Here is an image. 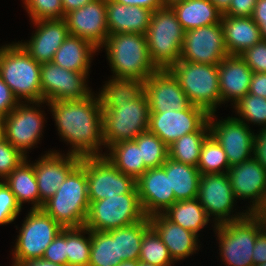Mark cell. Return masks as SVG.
Returning a JSON list of instances; mask_svg holds the SVG:
<instances>
[{
  "instance_id": "obj_1",
  "label": "cell",
  "mask_w": 266,
  "mask_h": 266,
  "mask_svg": "<svg viewBox=\"0 0 266 266\" xmlns=\"http://www.w3.org/2000/svg\"><path fill=\"white\" fill-rule=\"evenodd\" d=\"M46 106H49L60 139L70 144L68 154L81 158L104 156L102 108L94 91L81 100H57L46 102Z\"/></svg>"
},
{
  "instance_id": "obj_2",
  "label": "cell",
  "mask_w": 266,
  "mask_h": 266,
  "mask_svg": "<svg viewBox=\"0 0 266 266\" xmlns=\"http://www.w3.org/2000/svg\"><path fill=\"white\" fill-rule=\"evenodd\" d=\"M101 48H105L112 78L146 81L158 70L150 59L145 34H109Z\"/></svg>"
},
{
  "instance_id": "obj_3",
  "label": "cell",
  "mask_w": 266,
  "mask_h": 266,
  "mask_svg": "<svg viewBox=\"0 0 266 266\" xmlns=\"http://www.w3.org/2000/svg\"><path fill=\"white\" fill-rule=\"evenodd\" d=\"M41 64L18 43L0 46V76L19 102H41Z\"/></svg>"
},
{
  "instance_id": "obj_4",
  "label": "cell",
  "mask_w": 266,
  "mask_h": 266,
  "mask_svg": "<svg viewBox=\"0 0 266 266\" xmlns=\"http://www.w3.org/2000/svg\"><path fill=\"white\" fill-rule=\"evenodd\" d=\"M89 207L86 171L79 164L42 209L63 228H80L85 225Z\"/></svg>"
},
{
  "instance_id": "obj_5",
  "label": "cell",
  "mask_w": 266,
  "mask_h": 266,
  "mask_svg": "<svg viewBox=\"0 0 266 266\" xmlns=\"http://www.w3.org/2000/svg\"><path fill=\"white\" fill-rule=\"evenodd\" d=\"M168 70L178 80L192 105L203 108L208 114L216 113L221 106L218 65L179 59Z\"/></svg>"
},
{
  "instance_id": "obj_6",
  "label": "cell",
  "mask_w": 266,
  "mask_h": 266,
  "mask_svg": "<svg viewBox=\"0 0 266 266\" xmlns=\"http://www.w3.org/2000/svg\"><path fill=\"white\" fill-rule=\"evenodd\" d=\"M184 30L171 7L152 12L147 29V47L158 69H168L180 59Z\"/></svg>"
},
{
  "instance_id": "obj_7",
  "label": "cell",
  "mask_w": 266,
  "mask_h": 266,
  "mask_svg": "<svg viewBox=\"0 0 266 266\" xmlns=\"http://www.w3.org/2000/svg\"><path fill=\"white\" fill-rule=\"evenodd\" d=\"M219 252L225 266H254L253 248L257 233L262 229L259 219L248 213L244 218L213 225Z\"/></svg>"
},
{
  "instance_id": "obj_8",
  "label": "cell",
  "mask_w": 266,
  "mask_h": 266,
  "mask_svg": "<svg viewBox=\"0 0 266 266\" xmlns=\"http://www.w3.org/2000/svg\"><path fill=\"white\" fill-rule=\"evenodd\" d=\"M150 109L145 93L115 108L102 110L104 150L121 141L137 138L148 131Z\"/></svg>"
},
{
  "instance_id": "obj_9",
  "label": "cell",
  "mask_w": 266,
  "mask_h": 266,
  "mask_svg": "<svg viewBox=\"0 0 266 266\" xmlns=\"http://www.w3.org/2000/svg\"><path fill=\"white\" fill-rule=\"evenodd\" d=\"M85 227L94 231H109L143 220L146 215L140 204L137 187L128 194L114 195L99 201H89Z\"/></svg>"
},
{
  "instance_id": "obj_10",
  "label": "cell",
  "mask_w": 266,
  "mask_h": 266,
  "mask_svg": "<svg viewBox=\"0 0 266 266\" xmlns=\"http://www.w3.org/2000/svg\"><path fill=\"white\" fill-rule=\"evenodd\" d=\"M41 102H20L3 120L4 139L28 157L43 136L45 111ZM32 104V105H31ZM41 106V107H40ZM39 107V108H38ZM29 150V151H28Z\"/></svg>"
},
{
  "instance_id": "obj_11",
  "label": "cell",
  "mask_w": 266,
  "mask_h": 266,
  "mask_svg": "<svg viewBox=\"0 0 266 266\" xmlns=\"http://www.w3.org/2000/svg\"><path fill=\"white\" fill-rule=\"evenodd\" d=\"M12 249V261L43 257L46 248L64 229L43 209H29Z\"/></svg>"
},
{
  "instance_id": "obj_12",
  "label": "cell",
  "mask_w": 266,
  "mask_h": 266,
  "mask_svg": "<svg viewBox=\"0 0 266 266\" xmlns=\"http://www.w3.org/2000/svg\"><path fill=\"white\" fill-rule=\"evenodd\" d=\"M199 202L205 209L211 223L220 225L244 218L248 212H235L237 203L227 173L202 174L199 181Z\"/></svg>"
},
{
  "instance_id": "obj_13",
  "label": "cell",
  "mask_w": 266,
  "mask_h": 266,
  "mask_svg": "<svg viewBox=\"0 0 266 266\" xmlns=\"http://www.w3.org/2000/svg\"><path fill=\"white\" fill-rule=\"evenodd\" d=\"M80 165L86 171L89 201L128 194L136 187V181L120 172L105 156L82 157Z\"/></svg>"
},
{
  "instance_id": "obj_14",
  "label": "cell",
  "mask_w": 266,
  "mask_h": 266,
  "mask_svg": "<svg viewBox=\"0 0 266 266\" xmlns=\"http://www.w3.org/2000/svg\"><path fill=\"white\" fill-rule=\"evenodd\" d=\"M216 113L208 116L210 134L221 145L229 165L241 164L253 156L255 133L246 123L228 116L218 120Z\"/></svg>"
},
{
  "instance_id": "obj_15",
  "label": "cell",
  "mask_w": 266,
  "mask_h": 266,
  "mask_svg": "<svg viewBox=\"0 0 266 266\" xmlns=\"http://www.w3.org/2000/svg\"><path fill=\"white\" fill-rule=\"evenodd\" d=\"M229 53L224 43L222 23L212 24L184 32L180 60L218 65Z\"/></svg>"
},
{
  "instance_id": "obj_16",
  "label": "cell",
  "mask_w": 266,
  "mask_h": 266,
  "mask_svg": "<svg viewBox=\"0 0 266 266\" xmlns=\"http://www.w3.org/2000/svg\"><path fill=\"white\" fill-rule=\"evenodd\" d=\"M88 77L84 73L67 70L53 62L41 64L42 101L48 103L87 98L93 93L87 84Z\"/></svg>"
},
{
  "instance_id": "obj_17",
  "label": "cell",
  "mask_w": 266,
  "mask_h": 266,
  "mask_svg": "<svg viewBox=\"0 0 266 266\" xmlns=\"http://www.w3.org/2000/svg\"><path fill=\"white\" fill-rule=\"evenodd\" d=\"M208 116L203 108L192 104L185 110L150 113L148 131L170 146L183 135L196 132Z\"/></svg>"
},
{
  "instance_id": "obj_18",
  "label": "cell",
  "mask_w": 266,
  "mask_h": 266,
  "mask_svg": "<svg viewBox=\"0 0 266 266\" xmlns=\"http://www.w3.org/2000/svg\"><path fill=\"white\" fill-rule=\"evenodd\" d=\"M34 162V171L40 194V209L65 181L67 176L80 164L81 157L48 150Z\"/></svg>"
},
{
  "instance_id": "obj_19",
  "label": "cell",
  "mask_w": 266,
  "mask_h": 266,
  "mask_svg": "<svg viewBox=\"0 0 266 266\" xmlns=\"http://www.w3.org/2000/svg\"><path fill=\"white\" fill-rule=\"evenodd\" d=\"M227 175L235 199L250 200L245 210L253 214L266 198V170L252 156L241 164L230 166Z\"/></svg>"
},
{
  "instance_id": "obj_20",
  "label": "cell",
  "mask_w": 266,
  "mask_h": 266,
  "mask_svg": "<svg viewBox=\"0 0 266 266\" xmlns=\"http://www.w3.org/2000/svg\"><path fill=\"white\" fill-rule=\"evenodd\" d=\"M64 19L70 35L80 37L101 50L109 35L106 0H93L67 13Z\"/></svg>"
},
{
  "instance_id": "obj_21",
  "label": "cell",
  "mask_w": 266,
  "mask_h": 266,
  "mask_svg": "<svg viewBox=\"0 0 266 266\" xmlns=\"http://www.w3.org/2000/svg\"><path fill=\"white\" fill-rule=\"evenodd\" d=\"M150 113H164L187 109L189 102L178 80L168 69H158L150 75L144 86Z\"/></svg>"
},
{
  "instance_id": "obj_22",
  "label": "cell",
  "mask_w": 266,
  "mask_h": 266,
  "mask_svg": "<svg viewBox=\"0 0 266 266\" xmlns=\"http://www.w3.org/2000/svg\"><path fill=\"white\" fill-rule=\"evenodd\" d=\"M136 187L146 217L163 214L177 201L170 189L169 175L162 166L148 169L136 180Z\"/></svg>"
},
{
  "instance_id": "obj_23",
  "label": "cell",
  "mask_w": 266,
  "mask_h": 266,
  "mask_svg": "<svg viewBox=\"0 0 266 266\" xmlns=\"http://www.w3.org/2000/svg\"><path fill=\"white\" fill-rule=\"evenodd\" d=\"M35 28L31 39L18 43L38 63L52 62L55 52L69 36L65 19H51L31 22Z\"/></svg>"
},
{
  "instance_id": "obj_24",
  "label": "cell",
  "mask_w": 266,
  "mask_h": 266,
  "mask_svg": "<svg viewBox=\"0 0 266 266\" xmlns=\"http://www.w3.org/2000/svg\"><path fill=\"white\" fill-rule=\"evenodd\" d=\"M150 226L168 248L170 256L176 263L184 260L200 250V239L193 232L184 229L167 219L163 214L148 217Z\"/></svg>"
},
{
  "instance_id": "obj_25",
  "label": "cell",
  "mask_w": 266,
  "mask_h": 266,
  "mask_svg": "<svg viewBox=\"0 0 266 266\" xmlns=\"http://www.w3.org/2000/svg\"><path fill=\"white\" fill-rule=\"evenodd\" d=\"M221 105L236 104L249 93L253 71L239 55H228L218 64Z\"/></svg>"
},
{
  "instance_id": "obj_26",
  "label": "cell",
  "mask_w": 266,
  "mask_h": 266,
  "mask_svg": "<svg viewBox=\"0 0 266 266\" xmlns=\"http://www.w3.org/2000/svg\"><path fill=\"white\" fill-rule=\"evenodd\" d=\"M107 28L109 34H146L152 11L140 6L124 5L106 0Z\"/></svg>"
},
{
  "instance_id": "obj_27",
  "label": "cell",
  "mask_w": 266,
  "mask_h": 266,
  "mask_svg": "<svg viewBox=\"0 0 266 266\" xmlns=\"http://www.w3.org/2000/svg\"><path fill=\"white\" fill-rule=\"evenodd\" d=\"M221 23L229 55H239L262 40L259 26L252 17L222 15Z\"/></svg>"
},
{
  "instance_id": "obj_28",
  "label": "cell",
  "mask_w": 266,
  "mask_h": 266,
  "mask_svg": "<svg viewBox=\"0 0 266 266\" xmlns=\"http://www.w3.org/2000/svg\"><path fill=\"white\" fill-rule=\"evenodd\" d=\"M99 50L90 42L70 35L55 52L52 62L70 71L90 75L91 60Z\"/></svg>"
},
{
  "instance_id": "obj_29",
  "label": "cell",
  "mask_w": 266,
  "mask_h": 266,
  "mask_svg": "<svg viewBox=\"0 0 266 266\" xmlns=\"http://www.w3.org/2000/svg\"><path fill=\"white\" fill-rule=\"evenodd\" d=\"M28 157L16 167L3 181L15 196L18 205L32 204L30 209H40V194L34 171V162Z\"/></svg>"
},
{
  "instance_id": "obj_30",
  "label": "cell",
  "mask_w": 266,
  "mask_h": 266,
  "mask_svg": "<svg viewBox=\"0 0 266 266\" xmlns=\"http://www.w3.org/2000/svg\"><path fill=\"white\" fill-rule=\"evenodd\" d=\"M171 8L184 31L221 23L223 15L210 0H185Z\"/></svg>"
},
{
  "instance_id": "obj_31",
  "label": "cell",
  "mask_w": 266,
  "mask_h": 266,
  "mask_svg": "<svg viewBox=\"0 0 266 266\" xmlns=\"http://www.w3.org/2000/svg\"><path fill=\"white\" fill-rule=\"evenodd\" d=\"M162 167L169 175L170 189H173L177 201L197 198L201 177L197 167L176 162L169 157Z\"/></svg>"
},
{
  "instance_id": "obj_32",
  "label": "cell",
  "mask_w": 266,
  "mask_h": 266,
  "mask_svg": "<svg viewBox=\"0 0 266 266\" xmlns=\"http://www.w3.org/2000/svg\"><path fill=\"white\" fill-rule=\"evenodd\" d=\"M163 215L198 237H200L199 232L212 221L207 216L198 198L176 201Z\"/></svg>"
},
{
  "instance_id": "obj_33",
  "label": "cell",
  "mask_w": 266,
  "mask_h": 266,
  "mask_svg": "<svg viewBox=\"0 0 266 266\" xmlns=\"http://www.w3.org/2000/svg\"><path fill=\"white\" fill-rule=\"evenodd\" d=\"M104 153V156L120 172L132 177L135 181L148 170L144 161L141 160L140 149L134 140L111 145Z\"/></svg>"
},
{
  "instance_id": "obj_34",
  "label": "cell",
  "mask_w": 266,
  "mask_h": 266,
  "mask_svg": "<svg viewBox=\"0 0 266 266\" xmlns=\"http://www.w3.org/2000/svg\"><path fill=\"white\" fill-rule=\"evenodd\" d=\"M97 92L102 110L138 99L144 93L145 81L112 78Z\"/></svg>"
},
{
  "instance_id": "obj_35",
  "label": "cell",
  "mask_w": 266,
  "mask_h": 266,
  "mask_svg": "<svg viewBox=\"0 0 266 266\" xmlns=\"http://www.w3.org/2000/svg\"><path fill=\"white\" fill-rule=\"evenodd\" d=\"M209 135L207 120L196 132L183 135L168 146V157L176 162L197 167L202 144Z\"/></svg>"
},
{
  "instance_id": "obj_36",
  "label": "cell",
  "mask_w": 266,
  "mask_h": 266,
  "mask_svg": "<svg viewBox=\"0 0 266 266\" xmlns=\"http://www.w3.org/2000/svg\"><path fill=\"white\" fill-rule=\"evenodd\" d=\"M117 229L109 231L91 230V252L89 266H117Z\"/></svg>"
},
{
  "instance_id": "obj_37",
  "label": "cell",
  "mask_w": 266,
  "mask_h": 266,
  "mask_svg": "<svg viewBox=\"0 0 266 266\" xmlns=\"http://www.w3.org/2000/svg\"><path fill=\"white\" fill-rule=\"evenodd\" d=\"M148 217L126 227L117 228L118 259L139 260L144 233L150 228Z\"/></svg>"
},
{
  "instance_id": "obj_38",
  "label": "cell",
  "mask_w": 266,
  "mask_h": 266,
  "mask_svg": "<svg viewBox=\"0 0 266 266\" xmlns=\"http://www.w3.org/2000/svg\"><path fill=\"white\" fill-rule=\"evenodd\" d=\"M66 250L67 266H89L91 230L85 226L66 228Z\"/></svg>"
},
{
  "instance_id": "obj_39",
  "label": "cell",
  "mask_w": 266,
  "mask_h": 266,
  "mask_svg": "<svg viewBox=\"0 0 266 266\" xmlns=\"http://www.w3.org/2000/svg\"><path fill=\"white\" fill-rule=\"evenodd\" d=\"M197 168L201 175L229 171L230 165L225 151L211 134L202 144Z\"/></svg>"
},
{
  "instance_id": "obj_40",
  "label": "cell",
  "mask_w": 266,
  "mask_h": 266,
  "mask_svg": "<svg viewBox=\"0 0 266 266\" xmlns=\"http://www.w3.org/2000/svg\"><path fill=\"white\" fill-rule=\"evenodd\" d=\"M139 262L156 266H172L175 264L168 248L152 227L144 233Z\"/></svg>"
},
{
  "instance_id": "obj_41",
  "label": "cell",
  "mask_w": 266,
  "mask_h": 266,
  "mask_svg": "<svg viewBox=\"0 0 266 266\" xmlns=\"http://www.w3.org/2000/svg\"><path fill=\"white\" fill-rule=\"evenodd\" d=\"M134 141L140 149L141 160L148 169L161 167L166 162L168 146L155 134L146 131Z\"/></svg>"
},
{
  "instance_id": "obj_42",
  "label": "cell",
  "mask_w": 266,
  "mask_h": 266,
  "mask_svg": "<svg viewBox=\"0 0 266 266\" xmlns=\"http://www.w3.org/2000/svg\"><path fill=\"white\" fill-rule=\"evenodd\" d=\"M235 113L236 119L252 125L260 126V129H266V98L246 94L232 107ZM247 121V122H246Z\"/></svg>"
},
{
  "instance_id": "obj_43",
  "label": "cell",
  "mask_w": 266,
  "mask_h": 266,
  "mask_svg": "<svg viewBox=\"0 0 266 266\" xmlns=\"http://www.w3.org/2000/svg\"><path fill=\"white\" fill-rule=\"evenodd\" d=\"M31 22L63 19L62 0H22Z\"/></svg>"
},
{
  "instance_id": "obj_44",
  "label": "cell",
  "mask_w": 266,
  "mask_h": 266,
  "mask_svg": "<svg viewBox=\"0 0 266 266\" xmlns=\"http://www.w3.org/2000/svg\"><path fill=\"white\" fill-rule=\"evenodd\" d=\"M21 207L18 205L14 194L6 183L0 181V225H7L18 218Z\"/></svg>"
},
{
  "instance_id": "obj_45",
  "label": "cell",
  "mask_w": 266,
  "mask_h": 266,
  "mask_svg": "<svg viewBox=\"0 0 266 266\" xmlns=\"http://www.w3.org/2000/svg\"><path fill=\"white\" fill-rule=\"evenodd\" d=\"M27 157L5 139L0 142V180H4Z\"/></svg>"
},
{
  "instance_id": "obj_46",
  "label": "cell",
  "mask_w": 266,
  "mask_h": 266,
  "mask_svg": "<svg viewBox=\"0 0 266 266\" xmlns=\"http://www.w3.org/2000/svg\"><path fill=\"white\" fill-rule=\"evenodd\" d=\"M239 56L253 72L266 73V40L245 49Z\"/></svg>"
},
{
  "instance_id": "obj_47",
  "label": "cell",
  "mask_w": 266,
  "mask_h": 266,
  "mask_svg": "<svg viewBox=\"0 0 266 266\" xmlns=\"http://www.w3.org/2000/svg\"><path fill=\"white\" fill-rule=\"evenodd\" d=\"M44 259L67 266L66 228H64L46 248Z\"/></svg>"
},
{
  "instance_id": "obj_48",
  "label": "cell",
  "mask_w": 266,
  "mask_h": 266,
  "mask_svg": "<svg viewBox=\"0 0 266 266\" xmlns=\"http://www.w3.org/2000/svg\"><path fill=\"white\" fill-rule=\"evenodd\" d=\"M19 103L0 76V119L3 120Z\"/></svg>"
},
{
  "instance_id": "obj_49",
  "label": "cell",
  "mask_w": 266,
  "mask_h": 266,
  "mask_svg": "<svg viewBox=\"0 0 266 266\" xmlns=\"http://www.w3.org/2000/svg\"><path fill=\"white\" fill-rule=\"evenodd\" d=\"M257 0H231L229 9L223 15L252 17Z\"/></svg>"
},
{
  "instance_id": "obj_50",
  "label": "cell",
  "mask_w": 266,
  "mask_h": 266,
  "mask_svg": "<svg viewBox=\"0 0 266 266\" xmlns=\"http://www.w3.org/2000/svg\"><path fill=\"white\" fill-rule=\"evenodd\" d=\"M253 156L266 170V129L255 133Z\"/></svg>"
},
{
  "instance_id": "obj_51",
  "label": "cell",
  "mask_w": 266,
  "mask_h": 266,
  "mask_svg": "<svg viewBox=\"0 0 266 266\" xmlns=\"http://www.w3.org/2000/svg\"><path fill=\"white\" fill-rule=\"evenodd\" d=\"M252 260L254 266L266 262V230L263 228L257 233Z\"/></svg>"
},
{
  "instance_id": "obj_52",
  "label": "cell",
  "mask_w": 266,
  "mask_h": 266,
  "mask_svg": "<svg viewBox=\"0 0 266 266\" xmlns=\"http://www.w3.org/2000/svg\"><path fill=\"white\" fill-rule=\"evenodd\" d=\"M249 93L266 98V73L253 72Z\"/></svg>"
},
{
  "instance_id": "obj_53",
  "label": "cell",
  "mask_w": 266,
  "mask_h": 266,
  "mask_svg": "<svg viewBox=\"0 0 266 266\" xmlns=\"http://www.w3.org/2000/svg\"><path fill=\"white\" fill-rule=\"evenodd\" d=\"M113 1L124 5H131V6L134 5V6L144 7L152 12L163 7L161 0H113Z\"/></svg>"
},
{
  "instance_id": "obj_54",
  "label": "cell",
  "mask_w": 266,
  "mask_h": 266,
  "mask_svg": "<svg viewBox=\"0 0 266 266\" xmlns=\"http://www.w3.org/2000/svg\"><path fill=\"white\" fill-rule=\"evenodd\" d=\"M16 264L17 266H64L58 263L50 262L42 257L36 259L20 260Z\"/></svg>"
},
{
  "instance_id": "obj_55",
  "label": "cell",
  "mask_w": 266,
  "mask_h": 266,
  "mask_svg": "<svg viewBox=\"0 0 266 266\" xmlns=\"http://www.w3.org/2000/svg\"><path fill=\"white\" fill-rule=\"evenodd\" d=\"M93 0H62L64 17L67 13L83 7L85 4L92 2Z\"/></svg>"
},
{
  "instance_id": "obj_56",
  "label": "cell",
  "mask_w": 266,
  "mask_h": 266,
  "mask_svg": "<svg viewBox=\"0 0 266 266\" xmlns=\"http://www.w3.org/2000/svg\"><path fill=\"white\" fill-rule=\"evenodd\" d=\"M252 18L266 19V0H257Z\"/></svg>"
},
{
  "instance_id": "obj_57",
  "label": "cell",
  "mask_w": 266,
  "mask_h": 266,
  "mask_svg": "<svg viewBox=\"0 0 266 266\" xmlns=\"http://www.w3.org/2000/svg\"><path fill=\"white\" fill-rule=\"evenodd\" d=\"M253 214L259 219L262 228L266 230V198Z\"/></svg>"
},
{
  "instance_id": "obj_58",
  "label": "cell",
  "mask_w": 266,
  "mask_h": 266,
  "mask_svg": "<svg viewBox=\"0 0 266 266\" xmlns=\"http://www.w3.org/2000/svg\"><path fill=\"white\" fill-rule=\"evenodd\" d=\"M214 6L222 13L224 14L231 4V0H210Z\"/></svg>"
},
{
  "instance_id": "obj_59",
  "label": "cell",
  "mask_w": 266,
  "mask_h": 266,
  "mask_svg": "<svg viewBox=\"0 0 266 266\" xmlns=\"http://www.w3.org/2000/svg\"><path fill=\"white\" fill-rule=\"evenodd\" d=\"M259 26L262 40H266V19H253Z\"/></svg>"
},
{
  "instance_id": "obj_60",
  "label": "cell",
  "mask_w": 266,
  "mask_h": 266,
  "mask_svg": "<svg viewBox=\"0 0 266 266\" xmlns=\"http://www.w3.org/2000/svg\"><path fill=\"white\" fill-rule=\"evenodd\" d=\"M117 266H139V260H127V261H122L120 264Z\"/></svg>"
},
{
  "instance_id": "obj_61",
  "label": "cell",
  "mask_w": 266,
  "mask_h": 266,
  "mask_svg": "<svg viewBox=\"0 0 266 266\" xmlns=\"http://www.w3.org/2000/svg\"><path fill=\"white\" fill-rule=\"evenodd\" d=\"M182 1H185V0H161L162 5L164 7H171L174 4L179 3V2H182Z\"/></svg>"
},
{
  "instance_id": "obj_62",
  "label": "cell",
  "mask_w": 266,
  "mask_h": 266,
  "mask_svg": "<svg viewBox=\"0 0 266 266\" xmlns=\"http://www.w3.org/2000/svg\"><path fill=\"white\" fill-rule=\"evenodd\" d=\"M4 140V127H3V122L0 119V142Z\"/></svg>"
},
{
  "instance_id": "obj_63",
  "label": "cell",
  "mask_w": 266,
  "mask_h": 266,
  "mask_svg": "<svg viewBox=\"0 0 266 266\" xmlns=\"http://www.w3.org/2000/svg\"><path fill=\"white\" fill-rule=\"evenodd\" d=\"M139 266H156L154 264L139 262Z\"/></svg>"
},
{
  "instance_id": "obj_64",
  "label": "cell",
  "mask_w": 266,
  "mask_h": 266,
  "mask_svg": "<svg viewBox=\"0 0 266 266\" xmlns=\"http://www.w3.org/2000/svg\"><path fill=\"white\" fill-rule=\"evenodd\" d=\"M256 266H266V262L260 265H256Z\"/></svg>"
},
{
  "instance_id": "obj_65",
  "label": "cell",
  "mask_w": 266,
  "mask_h": 266,
  "mask_svg": "<svg viewBox=\"0 0 266 266\" xmlns=\"http://www.w3.org/2000/svg\"><path fill=\"white\" fill-rule=\"evenodd\" d=\"M12 266H17V264L15 263V262H12V264H11Z\"/></svg>"
}]
</instances>
